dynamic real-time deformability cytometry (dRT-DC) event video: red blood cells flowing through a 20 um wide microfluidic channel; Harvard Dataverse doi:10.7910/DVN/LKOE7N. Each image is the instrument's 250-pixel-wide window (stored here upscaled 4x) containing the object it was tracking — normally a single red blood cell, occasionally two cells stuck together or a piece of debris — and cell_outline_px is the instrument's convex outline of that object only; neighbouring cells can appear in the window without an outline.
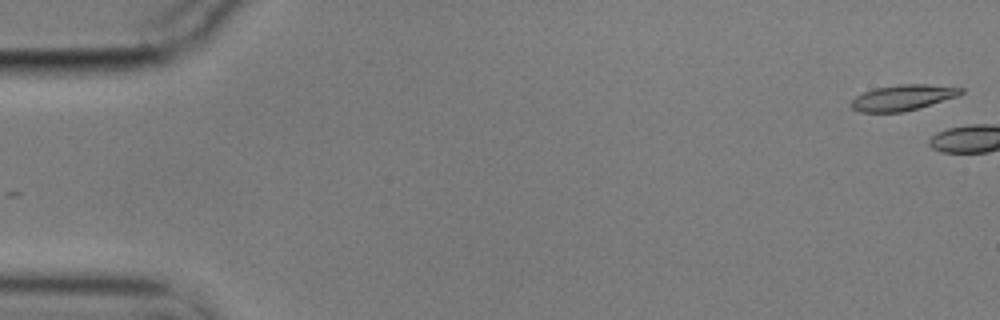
{"species": "common noctule bat (a hibernating species)", "species_latin": "Nyctalus noctula", "temperature_condition": "cold", "stored_images_in_passage": 3, "camera_frame_rate_fps": 3000, "um_per_image_px": 0.085, "animal": {"sex": "male", "body_mass_g": 17.9}, "frame": {"image": 1, "passage_image": 1, "time_ms": 0.0, "image_size_px": [1000, 320], "cell_outline_px": [[964, 92], [960, 96], [920, 108], [904, 112], [860, 112], [852, 108], [848, 104], [856, 96], [864, 92], [876, 88], [900, 84], [928, 84], [964, 88]], "centroid_in_image_um": [76.78, 8.3], "position_along_channel_um": 8.2, "area_um2": 16.65}}